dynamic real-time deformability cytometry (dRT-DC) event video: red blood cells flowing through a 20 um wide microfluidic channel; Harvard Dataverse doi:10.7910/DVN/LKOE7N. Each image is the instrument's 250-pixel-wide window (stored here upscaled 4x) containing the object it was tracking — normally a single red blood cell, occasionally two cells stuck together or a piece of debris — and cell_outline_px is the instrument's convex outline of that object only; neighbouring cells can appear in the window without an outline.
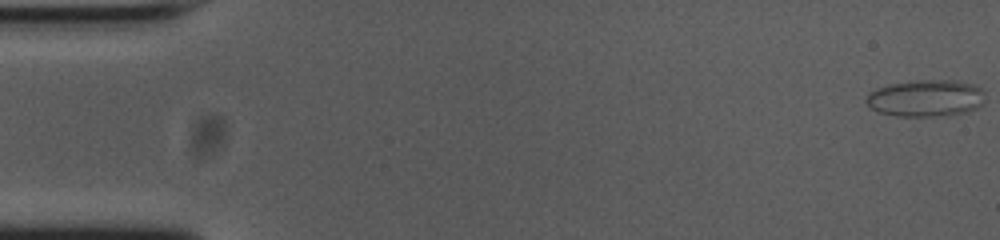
{"species": "common noctule bat (a hibernating species)", "species_latin": "Nyctalus noctula", "temperature_condition": "cold", "stored_images_in_passage": 55, "camera_frame_rate_fps": 3000, "um_per_image_px": 0.085, "animal": {"sex": "female", "body_mass_g": 23.0, "forearm_length_mm": 53.4}, "frame": {"image": 1, "passage_image": 1, "time_ms": 0.0, "image_size_px": [1000, 240], "cell_outline_px": [[984, 104], [968, 112], [932, 116], [900, 116], [876, 112], [864, 100], [876, 88], [892, 84], [924, 80], [956, 80], [972, 84], [980, 88], [984, 92]], "centroid_in_image_um": [78.73, 8.35], "position_along_channel_um": 6.3, "area_um2": 25.32}}
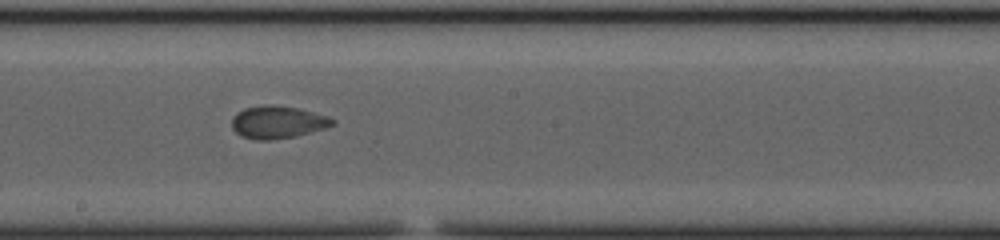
{"frame": {"image": 2, "passage_image": 30, "time_ms": 9.667, "image_size_px": [1000, 240], "cell_outline_px": [[336, 124], [324, 128], [296, 136], [272, 140], [256, 140], [240, 136], [232, 128], [232, 116], [236, 112], [244, 108], [264, 104], [272, 104], [300, 108], [328, 116], [336, 120]], "centroid_in_image_um": [23.59, 10.37], "position_along_channel_um": 224.6, "area_um2": 19.42}}
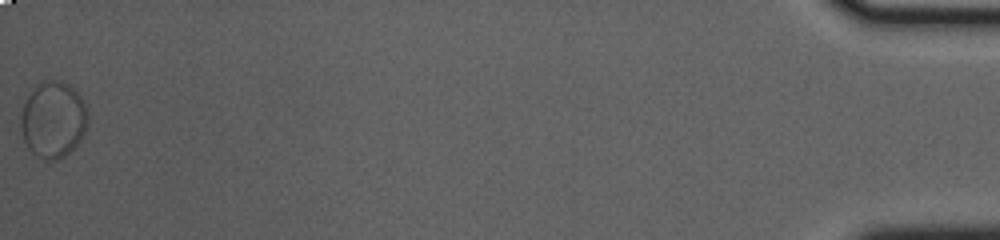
{"frame": {"image": 3, "passage_image": 55, "time_ms": 18.0, "image_size_px": [1000, 240], "cell_outline_px": [[88, 120], [84, 132], [80, 140], [64, 156], [52, 160], [44, 160], [36, 156], [28, 148], [20, 132], [20, 116], [24, 104], [28, 96], [44, 80], [60, 80], [68, 84], [88, 104]], "centroid_in_image_um": [4.52, 10.17], "position_along_channel_um": 430.7, "area_um2": 29.82}}